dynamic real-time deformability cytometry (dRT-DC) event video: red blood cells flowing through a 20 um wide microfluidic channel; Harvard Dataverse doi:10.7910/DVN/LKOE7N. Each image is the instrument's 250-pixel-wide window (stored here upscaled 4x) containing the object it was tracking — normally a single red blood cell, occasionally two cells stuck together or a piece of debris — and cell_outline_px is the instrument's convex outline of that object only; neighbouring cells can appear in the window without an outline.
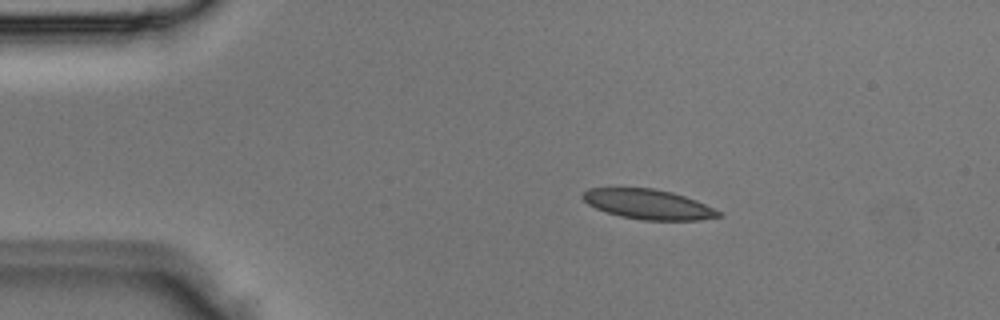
{"species": "Egyptian fruit bat (a non-hibernating species)", "species_latin": "Rousettus aegyptiacus", "temperature_condition": "room temperature", "stored_images_in_passage": 3, "camera_frame_rate_fps": 3000, "um_per_image_px": 0.085, "animal": {"sex": "male"}, "frame": {"image": 1, "passage_image": 2, "time_ms": 0.333, "image_size_px": [1000, 320], "cell_outline_px": [[724, 216], [700, 220], [644, 220], [620, 216], [596, 208], [588, 204], [580, 196], [588, 188], [652, 188], [672, 192], [696, 200], [720, 212]], "centroid_in_image_um": [55.1, 17.36], "position_along_channel_um": 29.9, "area_um2": 23.47}}